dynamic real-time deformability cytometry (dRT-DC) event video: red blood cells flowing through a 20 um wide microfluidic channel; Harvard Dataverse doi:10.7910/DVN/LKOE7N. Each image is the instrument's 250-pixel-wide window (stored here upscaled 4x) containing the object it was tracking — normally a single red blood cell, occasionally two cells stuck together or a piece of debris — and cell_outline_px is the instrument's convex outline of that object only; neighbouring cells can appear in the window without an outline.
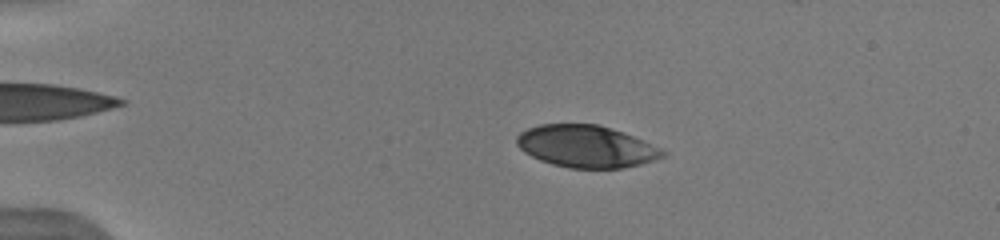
{"species": "human", "species_latin": "Homo sapiens", "temperature_condition": "warm", "stored_images_in_passage": 55, "camera_frame_rate_fps": 3000, "um_per_image_px": 0.085, "donor": {"sex": "male"}, "frame": {"image": 1, "passage_image": 17, "time_ms": 3.667, "image_size_px": [1000, 240], "cell_outline_px": [[668, 152], [664, 156], [640, 164], [624, 168], [568, 168], [552, 164], [540, 160], [524, 152], [516, 144], [516, 136], [520, 132], [528, 128], [540, 124], [596, 124], [624, 132], [644, 140]], "centroid_in_image_um": [49.82, 12.44], "position_along_channel_um": 35.2, "area_um2": 35.84}}
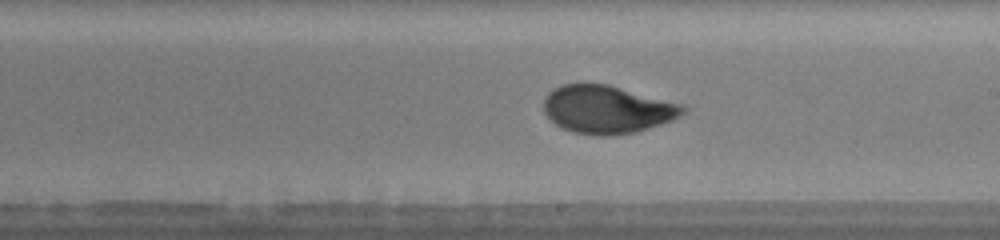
{"frame": {"image": 2, "passage_image": 35, "time_ms": 10.333, "image_size_px": [1000, 240], "cell_outline_px": [[688, 108], [680, 116], [672, 120], [636, 132], [608, 136], [600, 136], [572, 132], [556, 124], [544, 112], [544, 100], [548, 92], [564, 84], [584, 80], [608, 84], [684, 104]], "centroid_in_image_um": [51.61, 9.26], "position_along_channel_um": 237.4, "area_um2": 39.48}, "authors_computed_cell_mechanics": {"area_um2": 37.859, "velocity_mm_per_s": 3.9738, "shape_relaxation_time_tau1_ms": 4.2673, "shape_relaxation_time_tau2_ms": null, "deformation_change_tau1": 0.1817, "deformation_change_tau2": null}}